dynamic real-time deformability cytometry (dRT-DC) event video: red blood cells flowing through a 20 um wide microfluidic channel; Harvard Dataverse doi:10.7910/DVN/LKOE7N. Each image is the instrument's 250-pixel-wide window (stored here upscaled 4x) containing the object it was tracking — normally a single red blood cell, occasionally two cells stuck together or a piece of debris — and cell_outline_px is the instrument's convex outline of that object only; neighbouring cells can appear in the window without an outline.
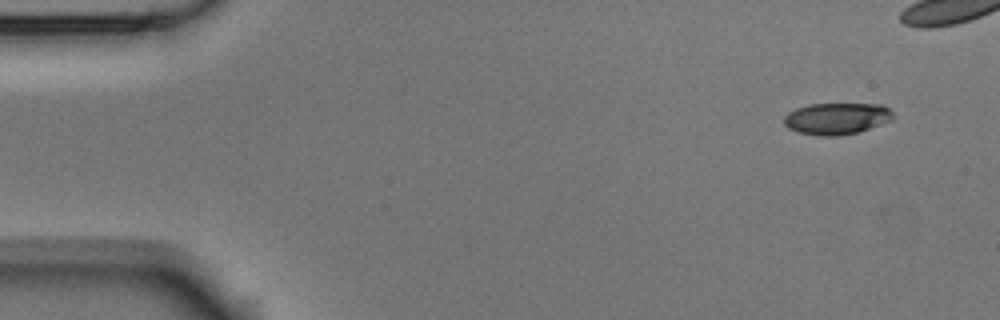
{"species": "Egyptian fruit bat (a non-hibernating species)", "species_latin": "Rousettus aegyptiacus", "temperature_condition": "room temperature", "stored_images_in_passage": 3, "camera_frame_rate_fps": 3000, "um_per_image_px": 0.085, "animal": {"sex": "male"}, "frame": {"image": 1, "passage_image": 1, "time_ms": 0.0, "image_size_px": [1000, 320], "cell_outline_px": [[892, 120], [860, 132], [836, 136], [820, 136], [800, 132], [788, 128], [784, 124], [784, 116], [788, 112], [796, 108], [808, 104], [884, 104], [892, 112]], "centroid_in_image_um": [71.12, 10.07], "position_along_channel_um": 13.9, "area_um2": 20.17}}